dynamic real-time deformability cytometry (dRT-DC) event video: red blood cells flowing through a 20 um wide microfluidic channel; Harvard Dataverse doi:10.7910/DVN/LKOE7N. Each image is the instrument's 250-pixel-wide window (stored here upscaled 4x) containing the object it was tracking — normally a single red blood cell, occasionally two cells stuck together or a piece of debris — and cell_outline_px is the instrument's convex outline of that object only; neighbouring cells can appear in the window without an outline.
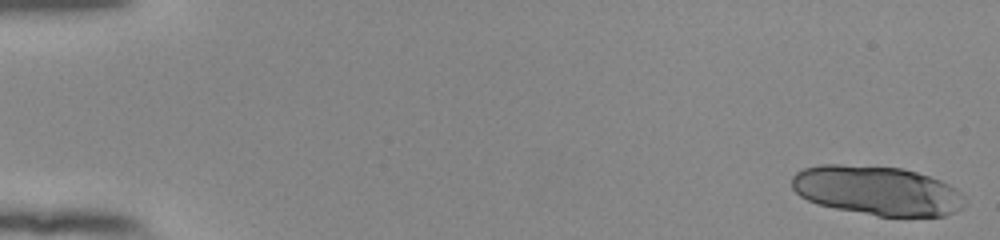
{"species": "human", "species_latin": "Homo sapiens", "temperature_condition": "room temperature", "stored_images_in_passage": 23, "camera_frame_rate_fps": 3000, "um_per_image_px": 0.085, "donor": {"sex": "female"}, "frame": {"image": 1, "passage_image": 1, "time_ms": 0.0, "image_size_px": [1000, 240], "cell_outline_px": [[964, 204], [960, 208], [944, 216], [880, 216], [836, 208], [816, 204], [800, 196], [792, 188], [792, 176], [796, 172], [804, 168], [820, 164], [840, 164], [904, 168], [940, 180], [956, 188], [960, 192]], "centroid_in_image_um": [74.51, 16.19], "position_along_channel_um": 10.5, "area_um2": 49.48}}
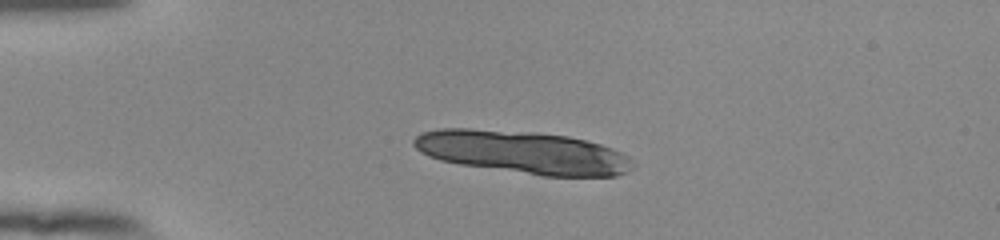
{"frame": {"image": 2, "passage_image": 13, "time_ms": 4.0, "image_size_px": [1000, 240], "cell_outline_px": [[636, 164], [628, 172], [616, 176], [544, 176], [460, 164], [440, 160], [428, 156], [420, 152], [412, 144], [412, 140], [420, 132], [440, 128], [472, 128], [536, 132], [568, 136], [600, 144], [612, 148], [628, 156]], "centroid_in_image_um": [44.44, 12.94], "position_along_channel_um": 40.6, "area_um2": 54.91}}